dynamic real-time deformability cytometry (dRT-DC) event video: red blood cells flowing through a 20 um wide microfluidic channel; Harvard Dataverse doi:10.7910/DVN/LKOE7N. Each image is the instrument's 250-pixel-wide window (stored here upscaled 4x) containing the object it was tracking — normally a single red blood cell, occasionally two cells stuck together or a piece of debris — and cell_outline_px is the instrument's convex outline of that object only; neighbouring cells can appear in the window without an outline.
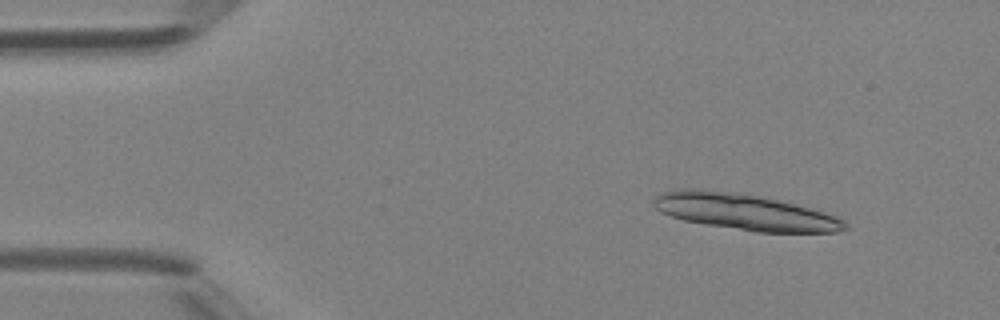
{"species": "Egyptian fruit bat (a non-hibernating species)", "species_latin": "Rousettus aegyptiacus", "temperature_condition": "room temperature", "stored_images_in_passage": 35, "camera_frame_rate_fps": 3000, "um_per_image_px": 0.085, "animal": {"sex": "female"}, "frame": {"image": 1, "passage_image": 5, "time_ms": 1.333, "image_size_px": [1000, 320], "cell_outline_px": [[848, 228], [840, 232], [756, 232], [684, 220], [660, 212], [652, 204], [652, 200], [660, 192], [676, 188], [704, 188], [756, 196], [796, 204], [836, 216], [844, 220], [848, 224]], "centroid_in_image_um": [63.26, 18.0], "position_along_channel_um": 21.7, "area_um2": 40.17}}
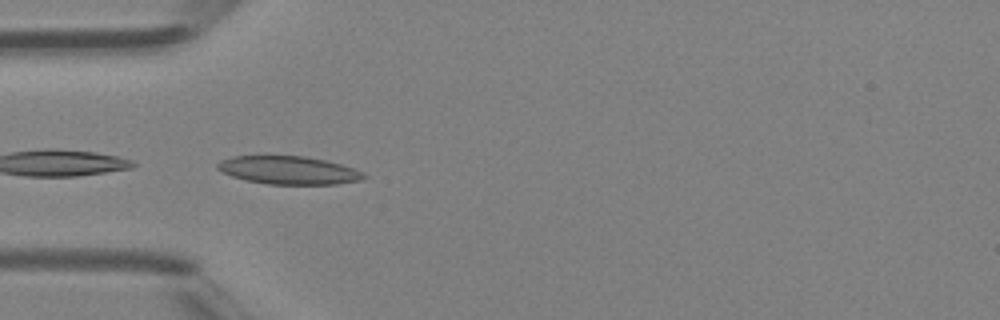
{"frame": {"image": 2, "passage_image": 14, "time_ms": 4.333, "image_size_px": [1000, 320], "cell_outline_px": [[368, 176], [360, 180], [336, 184], [268, 184], [244, 180], [232, 176], [216, 168], [216, 164], [220, 160], [232, 156], [264, 152], [304, 156], [324, 160], [340, 164], [364, 172]], "centroid_in_image_um": [24.44, 14.41], "position_along_channel_um": 60.6, "area_um2": 24.91}}
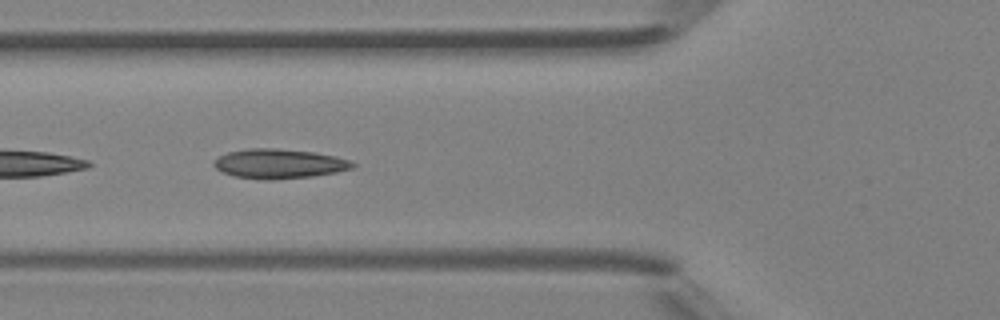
{"frame": {"image": 3, "passage_image": 17, "time_ms": 5.333, "image_size_px": [1000, 320], "cell_outline_px": [[356, 168], [336, 172], [312, 176], [268, 180], [232, 176], [216, 168], [212, 164], [212, 160], [228, 152], [248, 148], [276, 148], [316, 152], [336, 156], [348, 160], [356, 164]], "centroid_in_image_um": [23.73, 13.91], "position_along_channel_um": 102.1, "area_um2": 23.99}}